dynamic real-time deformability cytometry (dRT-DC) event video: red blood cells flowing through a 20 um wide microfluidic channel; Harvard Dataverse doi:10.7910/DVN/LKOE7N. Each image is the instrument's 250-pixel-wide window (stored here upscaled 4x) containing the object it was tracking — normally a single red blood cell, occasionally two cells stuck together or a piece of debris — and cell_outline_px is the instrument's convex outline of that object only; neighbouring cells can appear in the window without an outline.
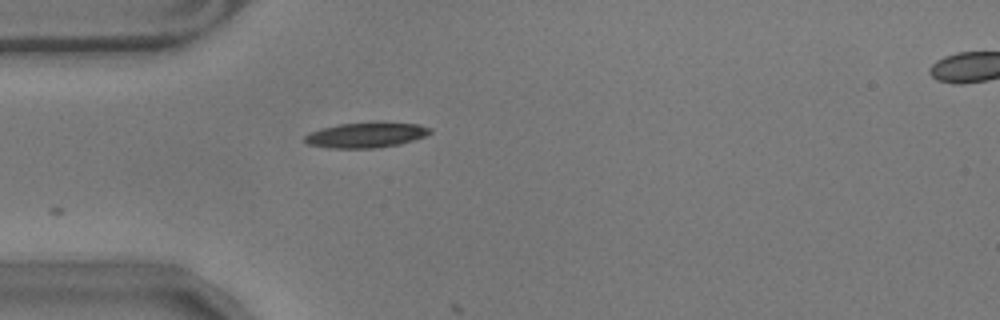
{"species": "common noctule bat (a hibernating species)", "species_latin": "Nyctalus noctula", "temperature_condition": "warm", "stored_images_in_passage": 2, "camera_frame_rate_fps": 3000, "um_per_image_px": 0.085, "animal": {"sex": "male", "body_mass_g": 17.9}, "frame": {"image": 1, "passage_image": 1, "time_ms": 0.0, "image_size_px": [1000, 320], "cell_outline_px": [[432, 132], [424, 136], [400, 144], [376, 148], [328, 148], [308, 144], [304, 140], [304, 136], [308, 132], [320, 128], [340, 124], [372, 120], [380, 120], [416, 124], [432, 128]], "centroid_in_image_um": [31.11, 11.44], "position_along_channel_um": 53.9, "area_um2": 19.07}}